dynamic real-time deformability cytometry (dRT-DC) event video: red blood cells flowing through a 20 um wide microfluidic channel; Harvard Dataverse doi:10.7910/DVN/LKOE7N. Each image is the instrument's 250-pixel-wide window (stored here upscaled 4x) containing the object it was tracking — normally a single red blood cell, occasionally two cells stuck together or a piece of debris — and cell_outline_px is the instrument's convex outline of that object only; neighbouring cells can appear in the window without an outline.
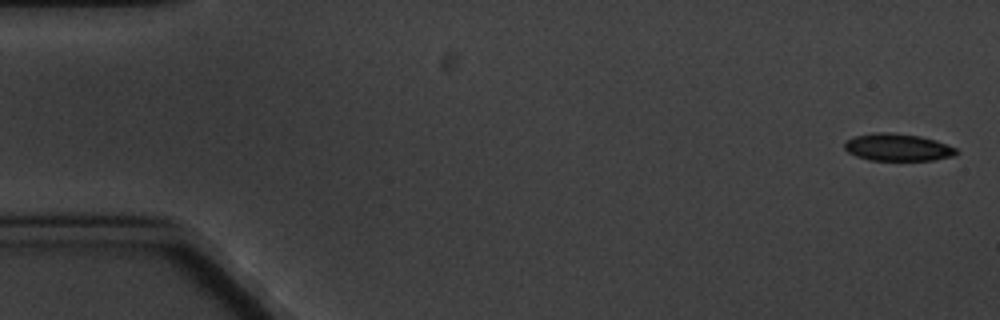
{"species": "common noctule bat (a hibernating species)", "species_latin": "Nyctalus noctula", "temperature_condition": "cold", "stored_images_in_passage": 6, "camera_frame_rate_fps": 3000, "um_per_image_px": 0.085, "animal": {"sex": "male", "body_mass_g": 20.1, "forearm_length_mm": 53.5}, "frame": {"image": 1, "passage_image": 1, "time_ms": 0.0, "image_size_px": [1000, 320], "cell_outline_px": [[960, 152], [956, 156], [932, 160], [868, 160], [856, 156], [848, 152], [844, 148], [844, 140], [856, 136], [880, 132], [892, 132], [920, 136], [936, 140], [948, 144], [956, 148]], "centroid_in_image_um": [76.33, 12.52], "position_along_channel_um": 8.7, "area_um2": 17.98}}
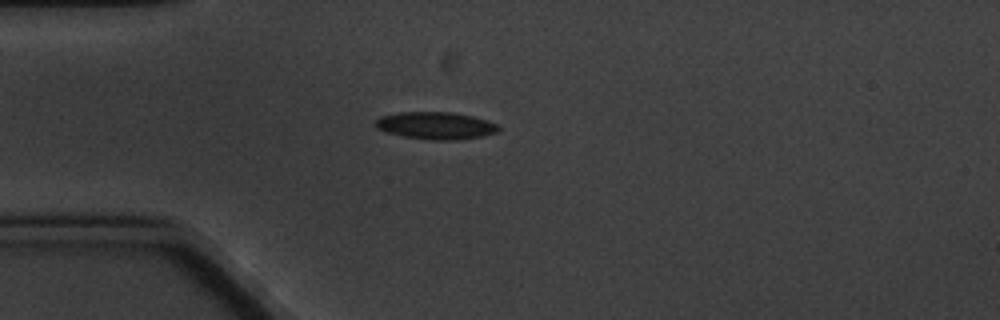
{"frame": {"image": 2, "passage_image": 5, "time_ms": 4.667, "image_size_px": [1000, 320], "cell_outline_px": [[500, 128], [496, 132], [484, 136], [456, 140], [432, 140], [404, 136], [388, 132], [376, 128], [372, 124], [380, 116], [400, 112], [452, 112], [472, 116], [488, 120], [496, 124]], "centroid_in_image_um": [37.03, 10.67], "position_along_channel_um": 48.0, "area_um2": 19.59}}